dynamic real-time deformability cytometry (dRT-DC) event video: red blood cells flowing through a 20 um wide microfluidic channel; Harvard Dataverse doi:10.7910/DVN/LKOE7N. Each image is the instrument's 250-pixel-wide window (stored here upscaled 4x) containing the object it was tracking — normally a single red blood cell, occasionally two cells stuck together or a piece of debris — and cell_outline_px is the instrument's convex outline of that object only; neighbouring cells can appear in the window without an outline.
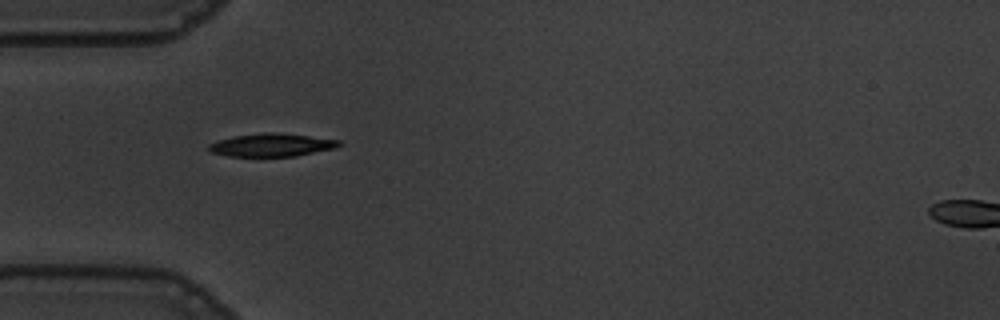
{"species": "common noctule bat (a hibernating species)", "species_latin": "Nyctalus noctula", "temperature_condition": "warm", "stored_images_in_passage": 39, "camera_frame_rate_fps": 3000, "um_per_image_px": 0.085, "animal": {"sex": "male", "body_mass_g": 19.5, "forearm_length_mm": 54.6}, "frame": {"image": 1, "passage_image": 1, "time_ms": 0.0, "image_size_px": [1000, 320], "cell_outline_px": [[344, 144], [336, 148], [296, 156], [228, 156], [212, 152], [208, 148], [208, 144], [232, 136], [264, 132], [268, 132], [308, 136], [340, 140]], "centroid_in_image_um": [23.12, 12.32], "position_along_channel_um": 61.9, "area_um2": 17.34}}
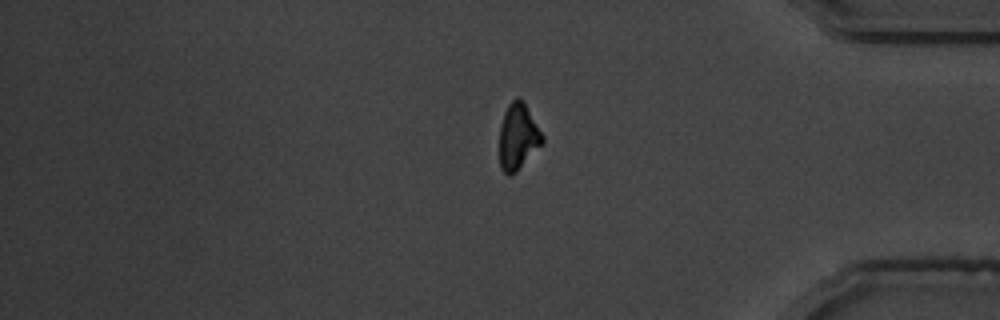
{"frame": {"image": 2, "passage_image": 30, "time_ms": 9.667, "image_size_px": [1000, 320], "cell_outline_px": [[544, 144], [516, 172], [508, 176], [500, 168], [500, 128], [504, 112], [508, 104], [516, 96], [520, 96], [524, 100], [544, 136]], "centroid_in_image_um": [44.06, 11.59], "position_along_channel_um": 391.1, "area_um2": 16.94}}
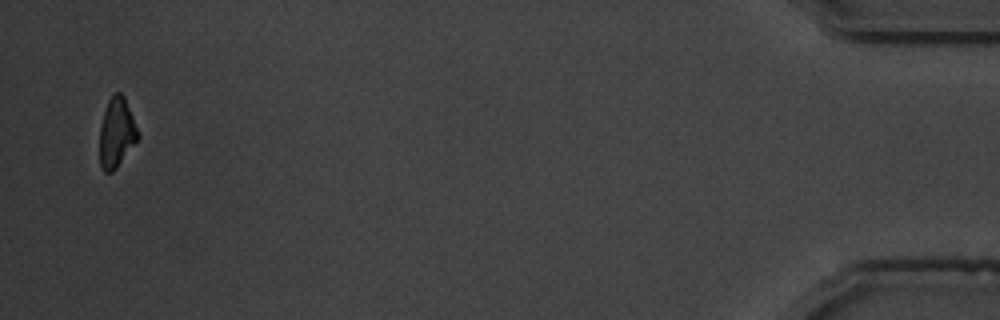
{"frame": {"image": 3, "passage_image": 38, "time_ms": 12.333, "image_size_px": [1000, 320], "cell_outline_px": [[140, 136], [116, 168], [112, 172], [104, 172], [100, 164], [100, 128], [104, 112], [108, 100], [116, 92], [120, 92], [124, 96]], "centroid_in_image_um": [9.9, 11.28], "position_along_channel_um": 425.3, "area_um2": 15.2}, "authors_computed_cell_mechanics": {"area_um2": 17.3978, "velocity_mm_per_s": 3.6547, "shape_relaxation_time_tau1_ms": 4.1002, "shape_relaxation_time_tau2_ms": 1.7416, "deformation_change_tau1": 0.1559, "deformation_change_tau2": 0.0687}}